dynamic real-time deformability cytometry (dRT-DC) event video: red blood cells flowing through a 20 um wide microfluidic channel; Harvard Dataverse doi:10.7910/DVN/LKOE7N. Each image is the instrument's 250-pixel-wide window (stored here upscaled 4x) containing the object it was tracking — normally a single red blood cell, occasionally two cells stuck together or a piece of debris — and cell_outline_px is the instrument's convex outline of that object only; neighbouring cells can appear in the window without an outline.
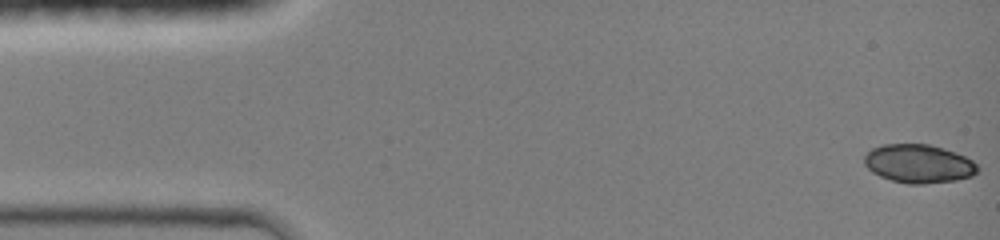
{"species": "common noctule bat (a hibernating species)", "species_latin": "Nyctalus noctula", "temperature_condition": "room temperature", "stored_images_in_passage": 45, "camera_frame_rate_fps": 3000, "um_per_image_px": 0.085, "animal": {"sex": "female", "body_mass_g": 19.0, "forearm_length_mm": 51.5}, "frame": {"image": 1, "passage_image": 1, "time_ms": 0.0, "image_size_px": [1000, 240], "cell_outline_px": [[980, 168], [972, 176], [956, 180], [924, 184], [908, 184], [892, 180], [880, 176], [872, 172], [864, 164], [864, 156], [872, 148], [884, 144], [928, 144], [944, 148], [956, 152], [972, 160]], "centroid_in_image_um": [78.09, 13.91], "position_along_channel_um": 6.9, "area_um2": 25.49}}
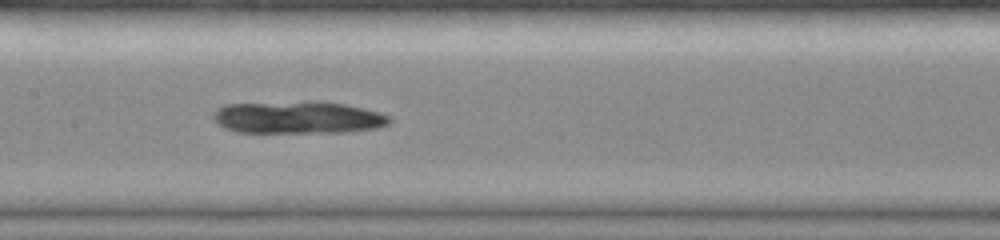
{"frame": {"image": 2, "passage_image": 22, "time_ms": 7.0, "image_size_px": [1000, 240], "cell_outline_px": [[392, 120], [388, 124], [376, 128], [348, 132], [236, 132], [224, 128], [212, 116], [224, 104], [312, 100], [320, 100], [344, 104], [380, 112], [388, 116]], "centroid_in_image_um": [25.35, 9.96], "position_along_channel_um": 182.1, "area_um2": 33.47}}
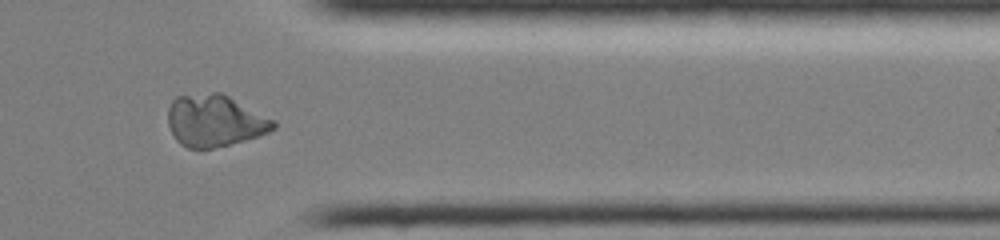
{"frame": {"image": 3, "passage_image": 37, "time_ms": 12.0, "image_size_px": [1000, 240], "cell_outline_px": [[276, 128], [260, 136], [212, 148], [188, 148], [180, 144], [176, 140], [168, 124], [168, 108], [172, 100], [176, 96], [212, 92], [224, 92], [276, 120]], "centroid_in_image_um": [18.29, 10.23], "position_along_channel_um": 393.1, "area_um2": 32.25}}